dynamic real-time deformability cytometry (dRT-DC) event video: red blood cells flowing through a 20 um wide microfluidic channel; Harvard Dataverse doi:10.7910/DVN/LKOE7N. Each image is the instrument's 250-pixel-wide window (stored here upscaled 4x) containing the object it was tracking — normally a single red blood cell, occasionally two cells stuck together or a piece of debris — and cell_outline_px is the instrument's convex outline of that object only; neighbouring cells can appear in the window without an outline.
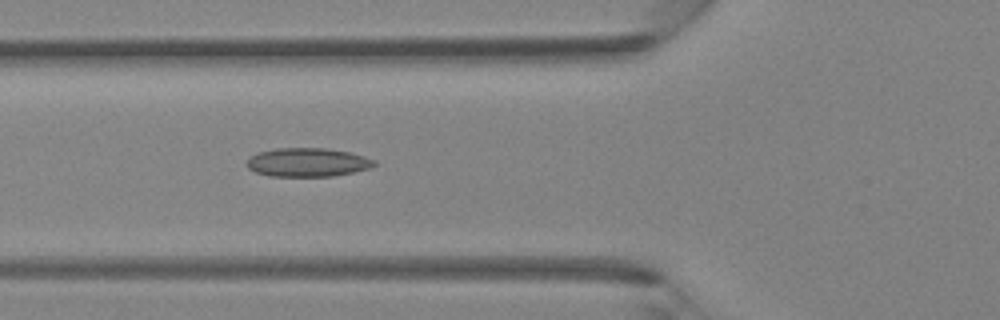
{"species": "Egyptian fruit bat (a non-hibernating species)", "species_latin": "Rousettus aegyptiacus", "temperature_condition": "room temperature", "stored_images_in_passage": 21, "camera_frame_rate_fps": 3000, "um_per_image_px": 0.085, "animal": {"sex": "female"}, "frame": {"image": 1, "passage_image": 6, "time_ms": 1.667, "image_size_px": [1000, 320], "cell_outline_px": [[376, 164], [368, 168], [352, 172], [332, 176], [268, 176], [256, 172], [248, 168], [244, 164], [248, 156], [260, 152], [276, 148], [324, 148], [348, 152], [364, 156], [376, 160]], "centroid_in_image_um": [26.08, 13.79], "position_along_channel_um": 99.7, "area_um2": 21.33}}
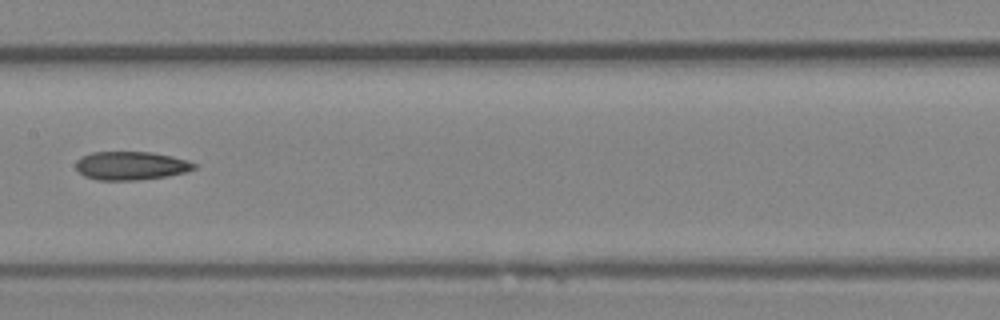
{"frame": {"image": 2, "passage_image": 12, "time_ms": 3.667, "image_size_px": [1000, 320], "cell_outline_px": [[196, 168], [188, 172], [168, 176], [136, 180], [96, 180], [84, 176], [76, 168], [76, 160], [80, 156], [92, 152], [152, 152], [172, 156], [188, 160], [196, 164]], "centroid_in_image_um": [11.14, 14.08], "position_along_channel_um": 196.3, "area_um2": 19.83}}
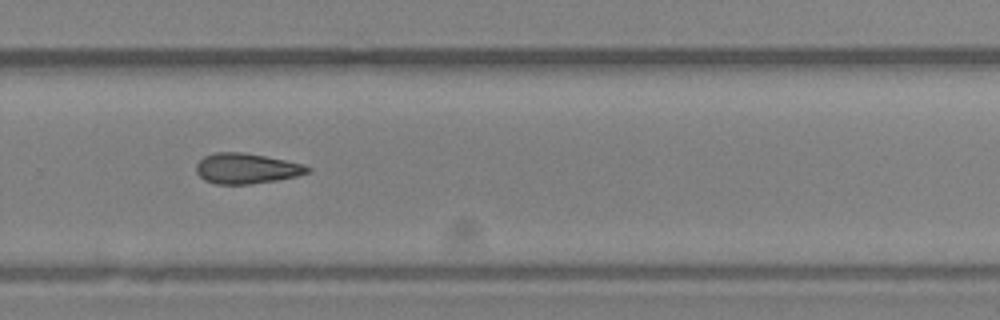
{"frame": {"image": 3, "passage_image": 19, "time_ms": 6.0, "image_size_px": [1000, 320], "cell_outline_px": [[312, 172], [296, 176], [276, 180], [252, 184], [216, 184], [204, 180], [196, 172], [196, 164], [204, 156], [216, 152], [244, 152], [304, 164], [312, 168]], "centroid_in_image_um": [20.96, 14.32], "position_along_channel_um": 308.8, "area_um2": 19.77}}